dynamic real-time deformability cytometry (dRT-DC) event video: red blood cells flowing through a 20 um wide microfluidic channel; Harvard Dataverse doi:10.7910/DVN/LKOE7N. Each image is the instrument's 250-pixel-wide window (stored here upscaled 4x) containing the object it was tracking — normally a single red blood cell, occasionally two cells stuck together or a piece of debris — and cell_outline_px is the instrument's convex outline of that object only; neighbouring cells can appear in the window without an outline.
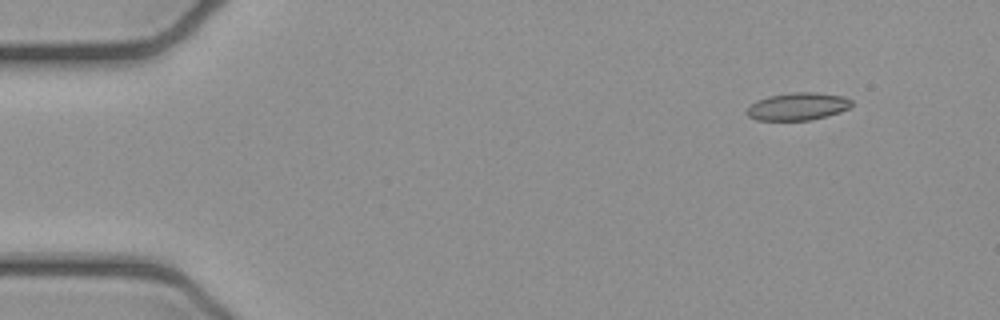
{"species": "common noctule bat (a hibernating species)", "species_latin": "Nyctalus noctula", "temperature_condition": "cold", "stored_images_in_passage": 4, "camera_frame_rate_fps": 3000, "um_per_image_px": 0.085, "animal": {"sex": "female", "body_mass_g": 21.9}, "frame": {"image": 1, "passage_image": 2, "time_ms": 0.333, "image_size_px": [1000, 320], "cell_outline_px": [[852, 104], [848, 108], [840, 112], [808, 120], [756, 120], [748, 116], [744, 112], [756, 100], [768, 96], [792, 92], [816, 92], [844, 96], [852, 100]], "centroid_in_image_um": [67.79, 9.04], "position_along_channel_um": 17.2, "area_um2": 16.82}}
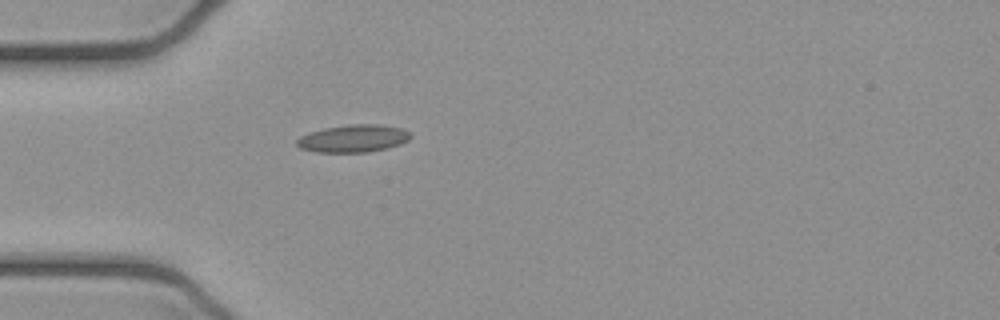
{"frame": {"image": 2, "passage_image": 4, "time_ms": 1.0, "image_size_px": [1000, 320], "cell_outline_px": [[412, 136], [408, 140], [400, 144], [388, 148], [368, 152], [316, 152], [300, 148], [296, 144], [296, 140], [300, 136], [308, 132], [324, 128], [348, 124], [380, 124], [400, 128], [408, 132]], "centroid_in_image_um": [30.0, 11.77], "position_along_channel_um": 55.0, "area_um2": 18.32}}